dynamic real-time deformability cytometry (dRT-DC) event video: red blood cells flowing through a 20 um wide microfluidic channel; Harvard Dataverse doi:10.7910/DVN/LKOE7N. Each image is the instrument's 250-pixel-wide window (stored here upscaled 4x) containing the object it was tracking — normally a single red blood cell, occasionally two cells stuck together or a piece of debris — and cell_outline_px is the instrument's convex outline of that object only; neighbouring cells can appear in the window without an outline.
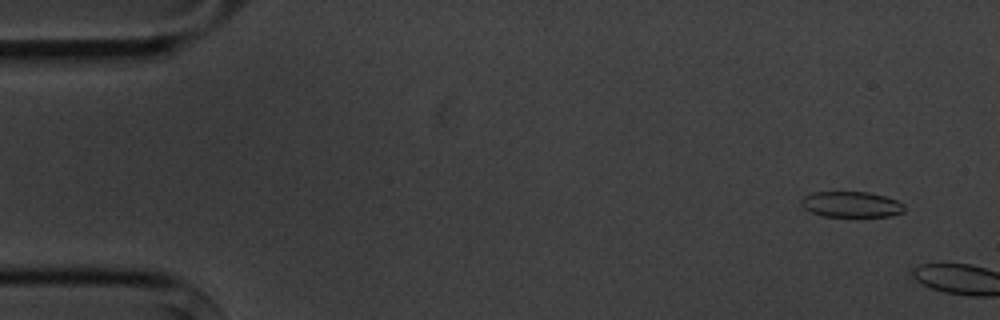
{"species": "common noctule bat (a hibernating species)", "species_latin": "Nyctalus noctula", "temperature_condition": "cold", "stored_images_in_passage": 6, "camera_frame_rate_fps": 3000, "um_per_image_px": 0.085, "animal": {"sex": "male", "body_mass_g": 20.1, "forearm_length_mm": 53.5}, "frame": {"image": 1, "passage_image": 6, "time_ms": 5.667, "image_size_px": [1000, 320], "cell_outline_px": [[904, 212], [892, 216], [820, 216], [804, 208], [800, 204], [800, 200], [804, 196], [812, 192], [868, 192], [884, 196], [896, 200], [904, 204]], "centroid_in_image_um": [72.34, 17.37], "position_along_channel_um": 12.7, "area_um2": 15.49}}